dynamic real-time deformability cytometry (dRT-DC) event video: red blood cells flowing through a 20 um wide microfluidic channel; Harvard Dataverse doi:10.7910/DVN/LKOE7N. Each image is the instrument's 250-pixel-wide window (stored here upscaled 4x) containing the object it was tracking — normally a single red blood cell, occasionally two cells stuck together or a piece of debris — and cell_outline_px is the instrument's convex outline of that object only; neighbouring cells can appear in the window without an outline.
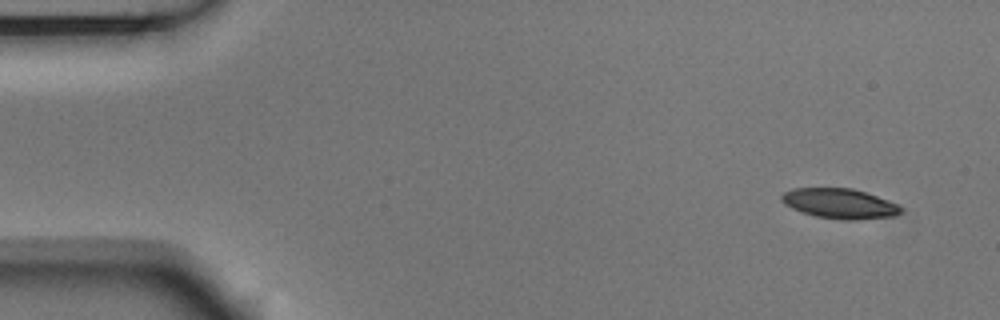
{"species": "Egyptian fruit bat (a non-hibernating species)", "species_latin": "Rousettus aegyptiacus", "temperature_condition": "room temperature", "stored_images_in_passage": 7, "camera_frame_rate_fps": 3000, "um_per_image_px": 0.085, "animal": {"sex": "male"}, "frame": {"image": 1, "passage_image": 1, "time_ms": 0.0, "image_size_px": [1000, 320], "cell_outline_px": [[904, 208], [896, 216], [856, 220], [840, 220], [816, 216], [792, 208], [784, 204], [780, 200], [780, 196], [784, 192], [792, 188], [852, 188], [876, 196], [896, 204]], "centroid_in_image_um": [71.35, 17.3], "position_along_channel_um": 13.6, "area_um2": 20.81}}
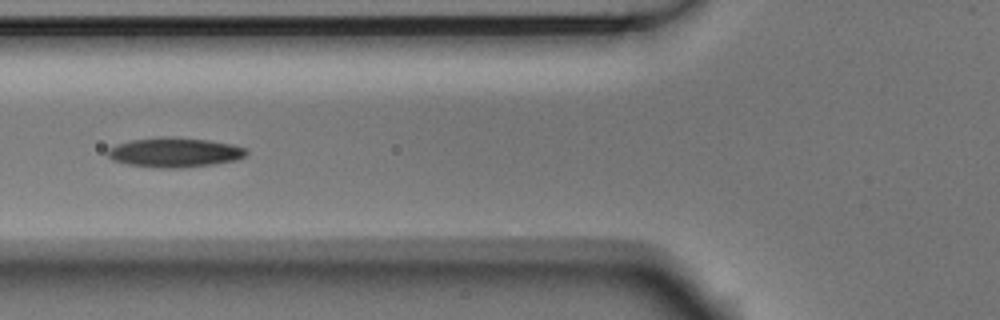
{"frame": {"image": 2, "passage_image": 6, "time_ms": 1.667, "image_size_px": [1000, 320], "cell_outline_px": [[248, 156], [236, 160], [212, 164], [184, 168], [160, 168], [128, 164], [112, 160], [104, 152], [108, 148], [116, 144], [132, 140], [160, 136], [208, 140], [232, 144], [248, 148]], "centroid_in_image_um": [14.85, 12.95], "position_along_channel_um": 111.0, "area_um2": 24.16}}
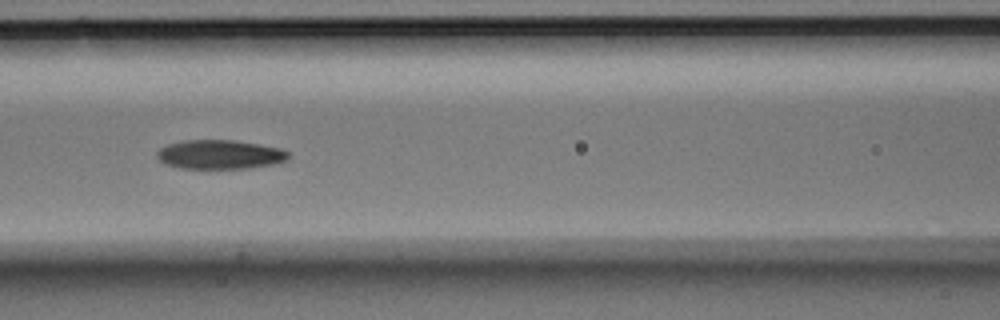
{"frame": {"image": 3, "passage_image": 7, "time_ms": 2.0, "image_size_px": [1000, 320], "cell_outline_px": [[288, 160], [272, 164], [248, 168], [180, 168], [164, 164], [156, 156], [156, 152], [160, 148], [168, 144], [184, 140], [232, 140], [280, 148], [288, 152]], "centroid_in_image_um": [18.65, 13.13], "position_along_channel_um": 148.0, "area_um2": 22.14}}